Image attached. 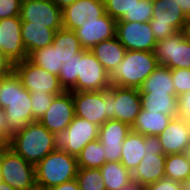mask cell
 Wrapping results in <instances>:
<instances>
[{"mask_svg":"<svg viewBox=\"0 0 190 190\" xmlns=\"http://www.w3.org/2000/svg\"><path fill=\"white\" fill-rule=\"evenodd\" d=\"M30 92L15 72L5 76L0 87V108L5 111L8 141L12 135L33 122Z\"/></svg>","mask_w":190,"mask_h":190,"instance_id":"obj_1","label":"cell"},{"mask_svg":"<svg viewBox=\"0 0 190 190\" xmlns=\"http://www.w3.org/2000/svg\"><path fill=\"white\" fill-rule=\"evenodd\" d=\"M6 145L34 166L56 150L54 133L39 121L28 123L21 131L11 136Z\"/></svg>","mask_w":190,"mask_h":190,"instance_id":"obj_2","label":"cell"},{"mask_svg":"<svg viewBox=\"0 0 190 190\" xmlns=\"http://www.w3.org/2000/svg\"><path fill=\"white\" fill-rule=\"evenodd\" d=\"M158 66L154 52L127 50L122 62L110 74L111 85L139 89Z\"/></svg>","mask_w":190,"mask_h":190,"instance_id":"obj_3","label":"cell"},{"mask_svg":"<svg viewBox=\"0 0 190 190\" xmlns=\"http://www.w3.org/2000/svg\"><path fill=\"white\" fill-rule=\"evenodd\" d=\"M77 171L78 163L75 156L63 150H54L35 165L37 189L49 190L74 180Z\"/></svg>","mask_w":190,"mask_h":190,"instance_id":"obj_4","label":"cell"},{"mask_svg":"<svg viewBox=\"0 0 190 190\" xmlns=\"http://www.w3.org/2000/svg\"><path fill=\"white\" fill-rule=\"evenodd\" d=\"M0 174L3 182L16 190H36L35 166L5 145L0 150Z\"/></svg>","mask_w":190,"mask_h":190,"instance_id":"obj_5","label":"cell"},{"mask_svg":"<svg viewBox=\"0 0 190 190\" xmlns=\"http://www.w3.org/2000/svg\"><path fill=\"white\" fill-rule=\"evenodd\" d=\"M75 115L101 126L111 119L112 85L107 90L72 92Z\"/></svg>","mask_w":190,"mask_h":190,"instance_id":"obj_6","label":"cell"},{"mask_svg":"<svg viewBox=\"0 0 190 190\" xmlns=\"http://www.w3.org/2000/svg\"><path fill=\"white\" fill-rule=\"evenodd\" d=\"M188 22L189 19L174 0H153V13L149 23L157 41L187 30Z\"/></svg>","mask_w":190,"mask_h":190,"instance_id":"obj_7","label":"cell"},{"mask_svg":"<svg viewBox=\"0 0 190 190\" xmlns=\"http://www.w3.org/2000/svg\"><path fill=\"white\" fill-rule=\"evenodd\" d=\"M98 134L99 126L75 115L66 130L54 134L55 149L77 157L89 142L98 139Z\"/></svg>","mask_w":190,"mask_h":190,"instance_id":"obj_8","label":"cell"},{"mask_svg":"<svg viewBox=\"0 0 190 190\" xmlns=\"http://www.w3.org/2000/svg\"><path fill=\"white\" fill-rule=\"evenodd\" d=\"M154 55L159 65L169 69H190V37L187 30L158 40Z\"/></svg>","mask_w":190,"mask_h":190,"instance_id":"obj_9","label":"cell"},{"mask_svg":"<svg viewBox=\"0 0 190 190\" xmlns=\"http://www.w3.org/2000/svg\"><path fill=\"white\" fill-rule=\"evenodd\" d=\"M14 72L30 93L62 94L65 92L58 76L35 65L28 58L14 64Z\"/></svg>","mask_w":190,"mask_h":190,"instance_id":"obj_10","label":"cell"},{"mask_svg":"<svg viewBox=\"0 0 190 190\" xmlns=\"http://www.w3.org/2000/svg\"><path fill=\"white\" fill-rule=\"evenodd\" d=\"M111 86L110 75L90 50H82L78 77L72 92L107 90Z\"/></svg>","mask_w":190,"mask_h":190,"instance_id":"obj_11","label":"cell"},{"mask_svg":"<svg viewBox=\"0 0 190 190\" xmlns=\"http://www.w3.org/2000/svg\"><path fill=\"white\" fill-rule=\"evenodd\" d=\"M20 20L44 25L58 31L63 28L62 10L53 0H22Z\"/></svg>","mask_w":190,"mask_h":190,"instance_id":"obj_12","label":"cell"},{"mask_svg":"<svg viewBox=\"0 0 190 190\" xmlns=\"http://www.w3.org/2000/svg\"><path fill=\"white\" fill-rule=\"evenodd\" d=\"M149 22H116V37L126 50L154 52L157 40Z\"/></svg>","mask_w":190,"mask_h":190,"instance_id":"obj_13","label":"cell"},{"mask_svg":"<svg viewBox=\"0 0 190 190\" xmlns=\"http://www.w3.org/2000/svg\"><path fill=\"white\" fill-rule=\"evenodd\" d=\"M104 14L103 0H76L62 9V25L64 29L74 31L83 24L97 22Z\"/></svg>","mask_w":190,"mask_h":190,"instance_id":"obj_14","label":"cell"},{"mask_svg":"<svg viewBox=\"0 0 190 190\" xmlns=\"http://www.w3.org/2000/svg\"><path fill=\"white\" fill-rule=\"evenodd\" d=\"M141 109L139 89L112 85L111 119L134 124Z\"/></svg>","mask_w":190,"mask_h":190,"instance_id":"obj_15","label":"cell"},{"mask_svg":"<svg viewBox=\"0 0 190 190\" xmlns=\"http://www.w3.org/2000/svg\"><path fill=\"white\" fill-rule=\"evenodd\" d=\"M75 116L72 91L57 95L45 114L38 120L51 133L66 130Z\"/></svg>","mask_w":190,"mask_h":190,"instance_id":"obj_16","label":"cell"},{"mask_svg":"<svg viewBox=\"0 0 190 190\" xmlns=\"http://www.w3.org/2000/svg\"><path fill=\"white\" fill-rule=\"evenodd\" d=\"M21 24L19 16L0 19V51L14 63L28 58L21 38Z\"/></svg>","mask_w":190,"mask_h":190,"instance_id":"obj_17","label":"cell"},{"mask_svg":"<svg viewBox=\"0 0 190 190\" xmlns=\"http://www.w3.org/2000/svg\"><path fill=\"white\" fill-rule=\"evenodd\" d=\"M130 131L128 124L116 119H109L99 127L98 140L104 146L106 162L120 161L122 144Z\"/></svg>","mask_w":190,"mask_h":190,"instance_id":"obj_18","label":"cell"},{"mask_svg":"<svg viewBox=\"0 0 190 190\" xmlns=\"http://www.w3.org/2000/svg\"><path fill=\"white\" fill-rule=\"evenodd\" d=\"M164 155L184 153L190 145V124L182 117L172 118L167 127L158 135Z\"/></svg>","mask_w":190,"mask_h":190,"instance_id":"obj_19","label":"cell"},{"mask_svg":"<svg viewBox=\"0 0 190 190\" xmlns=\"http://www.w3.org/2000/svg\"><path fill=\"white\" fill-rule=\"evenodd\" d=\"M116 20L107 13L97 19V22L83 24L74 30L84 50H91L101 41L111 39L116 36Z\"/></svg>","mask_w":190,"mask_h":190,"instance_id":"obj_20","label":"cell"},{"mask_svg":"<svg viewBox=\"0 0 190 190\" xmlns=\"http://www.w3.org/2000/svg\"><path fill=\"white\" fill-rule=\"evenodd\" d=\"M165 160L164 154L146 153L132 172V179L146 186L165 178Z\"/></svg>","mask_w":190,"mask_h":190,"instance_id":"obj_21","label":"cell"},{"mask_svg":"<svg viewBox=\"0 0 190 190\" xmlns=\"http://www.w3.org/2000/svg\"><path fill=\"white\" fill-rule=\"evenodd\" d=\"M55 30L44 25L32 24V22H22L21 38L23 45L29 56L37 49L50 46L53 42Z\"/></svg>","mask_w":190,"mask_h":190,"instance_id":"obj_22","label":"cell"},{"mask_svg":"<svg viewBox=\"0 0 190 190\" xmlns=\"http://www.w3.org/2000/svg\"><path fill=\"white\" fill-rule=\"evenodd\" d=\"M90 51L110 75L122 62L127 50L115 36L99 42Z\"/></svg>","mask_w":190,"mask_h":190,"instance_id":"obj_23","label":"cell"},{"mask_svg":"<svg viewBox=\"0 0 190 190\" xmlns=\"http://www.w3.org/2000/svg\"><path fill=\"white\" fill-rule=\"evenodd\" d=\"M172 118L160 112L141 108L131 130L144 136H158L164 131Z\"/></svg>","mask_w":190,"mask_h":190,"instance_id":"obj_24","label":"cell"},{"mask_svg":"<svg viewBox=\"0 0 190 190\" xmlns=\"http://www.w3.org/2000/svg\"><path fill=\"white\" fill-rule=\"evenodd\" d=\"M145 154L144 135L131 130L122 144L121 164L132 173Z\"/></svg>","mask_w":190,"mask_h":190,"instance_id":"obj_25","label":"cell"},{"mask_svg":"<svg viewBox=\"0 0 190 190\" xmlns=\"http://www.w3.org/2000/svg\"><path fill=\"white\" fill-rule=\"evenodd\" d=\"M141 108L160 112L171 118L178 117V97L176 94L140 93Z\"/></svg>","mask_w":190,"mask_h":190,"instance_id":"obj_26","label":"cell"},{"mask_svg":"<svg viewBox=\"0 0 190 190\" xmlns=\"http://www.w3.org/2000/svg\"><path fill=\"white\" fill-rule=\"evenodd\" d=\"M139 93L175 94L171 69L159 65L143 82Z\"/></svg>","mask_w":190,"mask_h":190,"instance_id":"obj_27","label":"cell"},{"mask_svg":"<svg viewBox=\"0 0 190 190\" xmlns=\"http://www.w3.org/2000/svg\"><path fill=\"white\" fill-rule=\"evenodd\" d=\"M100 171L106 190H120L132 180V173L120 161L105 162Z\"/></svg>","mask_w":190,"mask_h":190,"instance_id":"obj_28","label":"cell"},{"mask_svg":"<svg viewBox=\"0 0 190 190\" xmlns=\"http://www.w3.org/2000/svg\"><path fill=\"white\" fill-rule=\"evenodd\" d=\"M28 59L35 65L46 71L58 76L63 63L60 62L59 45L51 44L50 46L33 51Z\"/></svg>","mask_w":190,"mask_h":190,"instance_id":"obj_29","label":"cell"},{"mask_svg":"<svg viewBox=\"0 0 190 190\" xmlns=\"http://www.w3.org/2000/svg\"><path fill=\"white\" fill-rule=\"evenodd\" d=\"M52 44L59 45L60 62L63 64L83 50L75 32L64 28L55 32Z\"/></svg>","mask_w":190,"mask_h":190,"instance_id":"obj_30","label":"cell"},{"mask_svg":"<svg viewBox=\"0 0 190 190\" xmlns=\"http://www.w3.org/2000/svg\"><path fill=\"white\" fill-rule=\"evenodd\" d=\"M104 146L96 139L89 142L77 155L78 168H98L106 162Z\"/></svg>","mask_w":190,"mask_h":190,"instance_id":"obj_31","label":"cell"},{"mask_svg":"<svg viewBox=\"0 0 190 190\" xmlns=\"http://www.w3.org/2000/svg\"><path fill=\"white\" fill-rule=\"evenodd\" d=\"M165 178L183 183L190 174V163L184 153L168 154L165 160Z\"/></svg>","mask_w":190,"mask_h":190,"instance_id":"obj_32","label":"cell"},{"mask_svg":"<svg viewBox=\"0 0 190 190\" xmlns=\"http://www.w3.org/2000/svg\"><path fill=\"white\" fill-rule=\"evenodd\" d=\"M76 180L80 190H106L98 168H78Z\"/></svg>","mask_w":190,"mask_h":190,"instance_id":"obj_33","label":"cell"},{"mask_svg":"<svg viewBox=\"0 0 190 190\" xmlns=\"http://www.w3.org/2000/svg\"><path fill=\"white\" fill-rule=\"evenodd\" d=\"M82 56V51L75 54L68 62H65L58 75L61 86L65 91H70L77 83L79 61Z\"/></svg>","mask_w":190,"mask_h":190,"instance_id":"obj_34","label":"cell"},{"mask_svg":"<svg viewBox=\"0 0 190 190\" xmlns=\"http://www.w3.org/2000/svg\"><path fill=\"white\" fill-rule=\"evenodd\" d=\"M153 13V0L136 1L129 14H124L118 21L149 22Z\"/></svg>","mask_w":190,"mask_h":190,"instance_id":"obj_35","label":"cell"},{"mask_svg":"<svg viewBox=\"0 0 190 190\" xmlns=\"http://www.w3.org/2000/svg\"><path fill=\"white\" fill-rule=\"evenodd\" d=\"M57 95L60 94L30 93L33 122L38 121L45 114Z\"/></svg>","mask_w":190,"mask_h":190,"instance_id":"obj_36","label":"cell"},{"mask_svg":"<svg viewBox=\"0 0 190 190\" xmlns=\"http://www.w3.org/2000/svg\"><path fill=\"white\" fill-rule=\"evenodd\" d=\"M139 0H103L105 13L118 21L124 14H129Z\"/></svg>","mask_w":190,"mask_h":190,"instance_id":"obj_37","label":"cell"},{"mask_svg":"<svg viewBox=\"0 0 190 190\" xmlns=\"http://www.w3.org/2000/svg\"><path fill=\"white\" fill-rule=\"evenodd\" d=\"M171 77L177 97L190 91V69H172Z\"/></svg>","mask_w":190,"mask_h":190,"instance_id":"obj_38","label":"cell"},{"mask_svg":"<svg viewBox=\"0 0 190 190\" xmlns=\"http://www.w3.org/2000/svg\"><path fill=\"white\" fill-rule=\"evenodd\" d=\"M22 0H0V19L20 15Z\"/></svg>","mask_w":190,"mask_h":190,"instance_id":"obj_39","label":"cell"},{"mask_svg":"<svg viewBox=\"0 0 190 190\" xmlns=\"http://www.w3.org/2000/svg\"><path fill=\"white\" fill-rule=\"evenodd\" d=\"M145 190H183V184L172 179L162 178L146 185Z\"/></svg>","mask_w":190,"mask_h":190,"instance_id":"obj_40","label":"cell"},{"mask_svg":"<svg viewBox=\"0 0 190 190\" xmlns=\"http://www.w3.org/2000/svg\"><path fill=\"white\" fill-rule=\"evenodd\" d=\"M146 153L164 154L163 147L158 136H144Z\"/></svg>","mask_w":190,"mask_h":190,"instance_id":"obj_41","label":"cell"},{"mask_svg":"<svg viewBox=\"0 0 190 190\" xmlns=\"http://www.w3.org/2000/svg\"><path fill=\"white\" fill-rule=\"evenodd\" d=\"M178 116L190 119V91L178 97Z\"/></svg>","mask_w":190,"mask_h":190,"instance_id":"obj_42","label":"cell"},{"mask_svg":"<svg viewBox=\"0 0 190 190\" xmlns=\"http://www.w3.org/2000/svg\"><path fill=\"white\" fill-rule=\"evenodd\" d=\"M14 62L0 51V76H8L14 72Z\"/></svg>","mask_w":190,"mask_h":190,"instance_id":"obj_43","label":"cell"},{"mask_svg":"<svg viewBox=\"0 0 190 190\" xmlns=\"http://www.w3.org/2000/svg\"><path fill=\"white\" fill-rule=\"evenodd\" d=\"M0 138L7 143L8 142V129L5 111L0 108Z\"/></svg>","mask_w":190,"mask_h":190,"instance_id":"obj_44","label":"cell"},{"mask_svg":"<svg viewBox=\"0 0 190 190\" xmlns=\"http://www.w3.org/2000/svg\"><path fill=\"white\" fill-rule=\"evenodd\" d=\"M49 190H80L76 179L64 182Z\"/></svg>","mask_w":190,"mask_h":190,"instance_id":"obj_45","label":"cell"},{"mask_svg":"<svg viewBox=\"0 0 190 190\" xmlns=\"http://www.w3.org/2000/svg\"><path fill=\"white\" fill-rule=\"evenodd\" d=\"M179 5L185 16L190 19V0H174Z\"/></svg>","mask_w":190,"mask_h":190,"instance_id":"obj_46","label":"cell"},{"mask_svg":"<svg viewBox=\"0 0 190 190\" xmlns=\"http://www.w3.org/2000/svg\"><path fill=\"white\" fill-rule=\"evenodd\" d=\"M120 190H145V185H141L136 180H130V182L123 186Z\"/></svg>","mask_w":190,"mask_h":190,"instance_id":"obj_47","label":"cell"},{"mask_svg":"<svg viewBox=\"0 0 190 190\" xmlns=\"http://www.w3.org/2000/svg\"><path fill=\"white\" fill-rule=\"evenodd\" d=\"M76 0H53V2L62 10L65 7L73 4Z\"/></svg>","mask_w":190,"mask_h":190,"instance_id":"obj_48","label":"cell"},{"mask_svg":"<svg viewBox=\"0 0 190 190\" xmlns=\"http://www.w3.org/2000/svg\"><path fill=\"white\" fill-rule=\"evenodd\" d=\"M0 190H16L13 187H11L9 184L1 181L0 182Z\"/></svg>","mask_w":190,"mask_h":190,"instance_id":"obj_49","label":"cell"},{"mask_svg":"<svg viewBox=\"0 0 190 190\" xmlns=\"http://www.w3.org/2000/svg\"><path fill=\"white\" fill-rule=\"evenodd\" d=\"M182 184H183V190H190V174Z\"/></svg>","mask_w":190,"mask_h":190,"instance_id":"obj_50","label":"cell"},{"mask_svg":"<svg viewBox=\"0 0 190 190\" xmlns=\"http://www.w3.org/2000/svg\"><path fill=\"white\" fill-rule=\"evenodd\" d=\"M184 155L187 159V161L190 163V145L187 147V149L184 151Z\"/></svg>","mask_w":190,"mask_h":190,"instance_id":"obj_51","label":"cell"},{"mask_svg":"<svg viewBox=\"0 0 190 190\" xmlns=\"http://www.w3.org/2000/svg\"><path fill=\"white\" fill-rule=\"evenodd\" d=\"M6 145V143L0 138V150Z\"/></svg>","mask_w":190,"mask_h":190,"instance_id":"obj_52","label":"cell"},{"mask_svg":"<svg viewBox=\"0 0 190 190\" xmlns=\"http://www.w3.org/2000/svg\"><path fill=\"white\" fill-rule=\"evenodd\" d=\"M187 32H188V36L190 37V19H189V22H188Z\"/></svg>","mask_w":190,"mask_h":190,"instance_id":"obj_53","label":"cell"},{"mask_svg":"<svg viewBox=\"0 0 190 190\" xmlns=\"http://www.w3.org/2000/svg\"><path fill=\"white\" fill-rule=\"evenodd\" d=\"M4 78H5V76H0V87H1V85L3 83Z\"/></svg>","mask_w":190,"mask_h":190,"instance_id":"obj_54","label":"cell"}]
</instances>
